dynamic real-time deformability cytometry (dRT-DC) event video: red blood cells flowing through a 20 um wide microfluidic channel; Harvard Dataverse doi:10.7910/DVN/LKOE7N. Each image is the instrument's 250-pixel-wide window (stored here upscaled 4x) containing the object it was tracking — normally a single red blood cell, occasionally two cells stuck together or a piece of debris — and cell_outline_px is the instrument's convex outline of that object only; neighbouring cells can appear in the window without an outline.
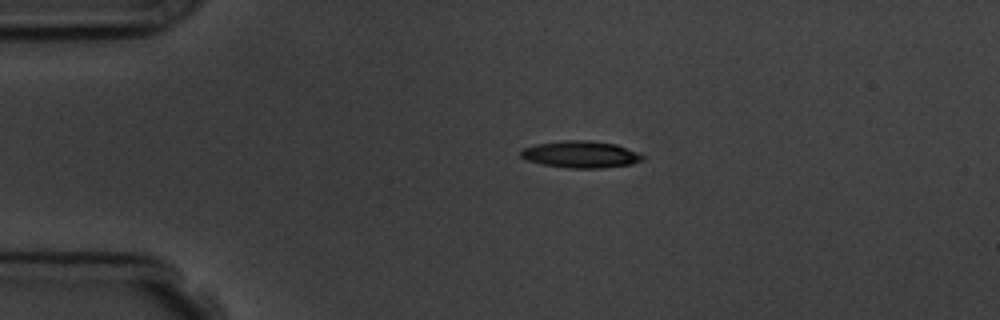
{"species": "common noctule bat (a hibernating species)", "species_latin": "Nyctalus noctula", "temperature_condition": "room temperature", "stored_images_in_passage": 2, "camera_frame_rate_fps": 3000, "um_per_image_px": 0.085, "animal": {"sex": "male", "body_mass_g": 19.5, "forearm_length_mm": 54.6}, "frame": {"image": 1, "passage_image": 1, "time_ms": 0.0, "image_size_px": [1000, 320], "cell_outline_px": [[644, 156], [640, 160], [632, 164], [600, 168], [568, 168], [540, 164], [528, 160], [520, 156], [520, 152], [524, 148], [536, 144], [564, 140], [588, 140], [616, 144], [636, 152]], "centroid_in_image_um": [49.32, 13.12], "position_along_channel_um": 35.7, "area_um2": 18.9}}